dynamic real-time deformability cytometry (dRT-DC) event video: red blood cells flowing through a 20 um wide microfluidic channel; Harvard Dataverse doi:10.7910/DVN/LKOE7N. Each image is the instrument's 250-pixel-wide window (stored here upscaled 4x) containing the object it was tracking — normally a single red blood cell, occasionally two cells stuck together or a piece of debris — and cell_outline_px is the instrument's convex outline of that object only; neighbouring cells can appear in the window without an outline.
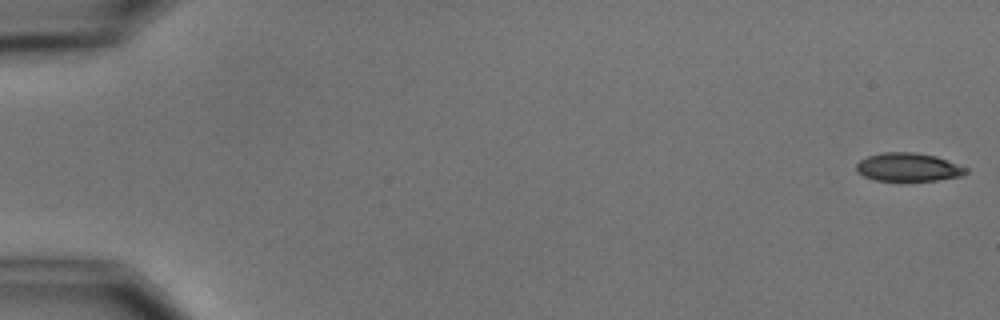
{"species": "common noctule bat (a hibernating species)", "species_latin": "Nyctalus noctula", "temperature_condition": "cold", "stored_images_in_passage": 7, "camera_frame_rate_fps": 3000, "um_per_image_px": 0.085, "animal": {"sex": "male", "body_mass_g": 15.6}, "frame": {"image": 1, "passage_image": 1, "time_ms": 0.0, "image_size_px": [1000, 320], "cell_outline_px": [[968, 172], [960, 176], [936, 180], [876, 180], [864, 176], [856, 172], [856, 164], [860, 160], [868, 156], [884, 152], [912, 152], [936, 156], [968, 168]], "centroid_in_image_um": [77.19, 14.2], "position_along_channel_um": 7.8, "area_um2": 17.92}}
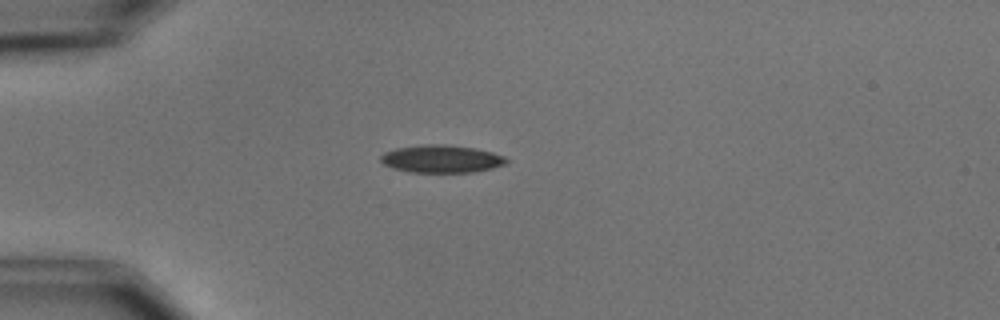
{"frame": {"image": 2, "passage_image": 5, "time_ms": 4.667, "image_size_px": [1000, 320], "cell_outline_px": [[508, 164], [492, 168], [472, 172], [408, 172], [392, 168], [384, 164], [380, 160], [380, 156], [384, 152], [396, 148], [424, 144], [444, 144], [476, 148], [492, 152], [504, 156], [508, 160]], "centroid_in_image_um": [37.53, 13.5], "position_along_channel_um": 47.5, "area_um2": 20.4}}